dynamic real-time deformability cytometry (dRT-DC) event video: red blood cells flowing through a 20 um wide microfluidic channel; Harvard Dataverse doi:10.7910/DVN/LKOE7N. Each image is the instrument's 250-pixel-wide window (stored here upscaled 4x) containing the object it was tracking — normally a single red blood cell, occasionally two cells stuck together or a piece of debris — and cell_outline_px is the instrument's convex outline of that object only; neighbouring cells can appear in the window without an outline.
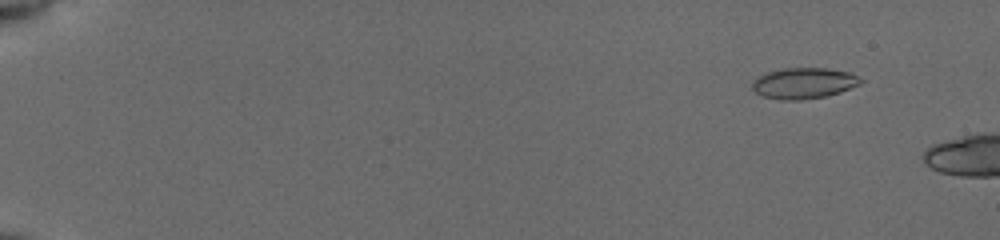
{"species": "common noctule bat (a hibernating species)", "species_latin": "Nyctalus noctula", "temperature_condition": "cold", "stored_images_in_passage": 52, "camera_frame_rate_fps": 3000, "um_per_image_px": 0.085, "animal": {"sex": "female", "body_mass_g": 19.5, "forearm_length_mm": 54.1}, "frame": {"image": 1, "passage_image": 6, "time_ms": 1.667, "image_size_px": [1000, 240], "cell_outline_px": [[864, 80], [860, 84], [840, 92], [824, 96], [800, 100], [780, 100], [764, 96], [756, 92], [752, 88], [752, 80], [756, 76], [764, 72], [784, 68], [824, 68], [848, 72]], "centroid_in_image_um": [68.27, 7.06], "position_along_channel_um": 16.7, "area_um2": 19.54}}
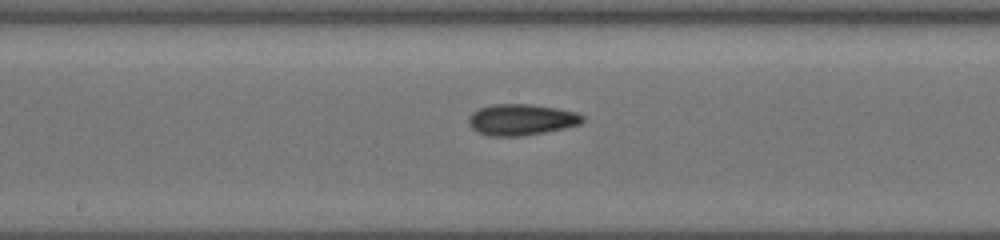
{"frame": {"image": 2, "passage_image": 32, "time_ms": 10.333, "image_size_px": [1000, 240], "cell_outline_px": [[584, 120], [580, 124], [564, 128], [544, 132], [520, 136], [488, 136], [472, 128], [468, 124], [468, 116], [472, 112], [480, 108], [492, 104], [532, 104], [556, 108], [576, 112], [584, 116]], "centroid_in_image_um": [44.3, 10.16], "position_along_channel_um": 203.9, "area_um2": 20.69}}
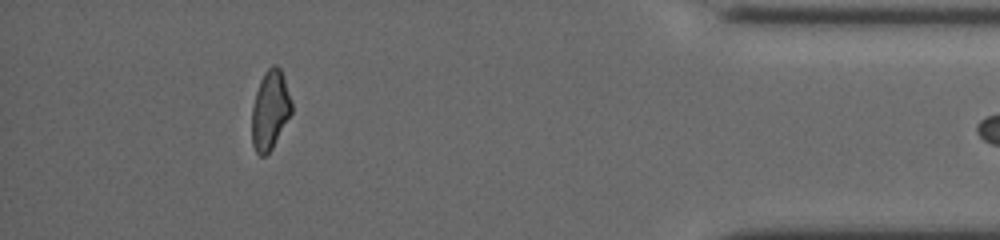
{"frame": {"image": 3, "passage_image": 51, "time_ms": 16.667, "image_size_px": [1000, 240], "cell_outline_px": [[292, 112], [272, 148], [264, 156], [260, 156], [256, 152], [252, 144], [252, 108], [256, 92], [260, 80], [264, 72], [272, 64], [276, 64], [280, 68], [284, 76], [292, 104]], "centroid_in_image_um": [22.95, 9.33], "position_along_channel_um": 412.2, "area_um2": 18.26}}